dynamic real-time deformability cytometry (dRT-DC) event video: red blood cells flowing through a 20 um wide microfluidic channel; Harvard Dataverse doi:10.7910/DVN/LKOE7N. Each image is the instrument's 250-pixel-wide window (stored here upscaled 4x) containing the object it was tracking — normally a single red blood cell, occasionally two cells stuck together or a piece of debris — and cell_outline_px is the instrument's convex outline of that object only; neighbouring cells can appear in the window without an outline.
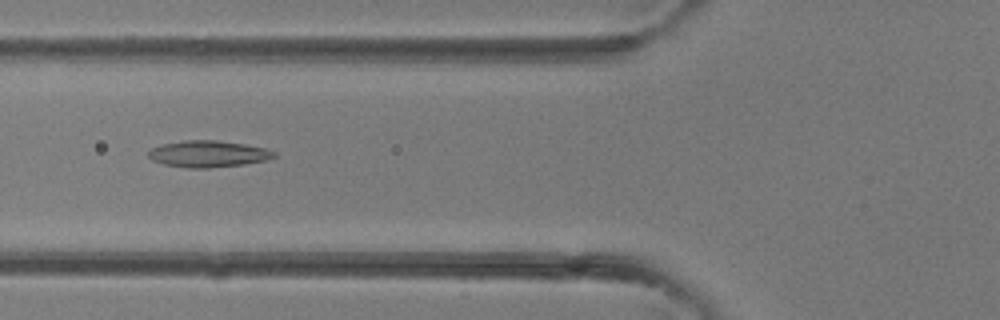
{"species": "common noctule bat (a hibernating species)", "species_latin": "Nyctalus noctula", "temperature_condition": "room temperature", "stored_images_in_passage": 33, "camera_frame_rate_fps": 3000, "um_per_image_px": 0.085, "animal": {"sex": "female"}, "frame": {"image": 1, "passage_image": 9, "time_ms": 2.667, "image_size_px": [1000, 320], "cell_outline_px": [[276, 156], [264, 160], [244, 164], [208, 168], [188, 168], [164, 164], [152, 160], [148, 156], [148, 152], [152, 148], [164, 144], [184, 140], [216, 140], [244, 144], [264, 148], [276, 152]], "centroid_in_image_um": [17.68, 13.08], "position_along_channel_um": 108.1, "area_um2": 19.25}}
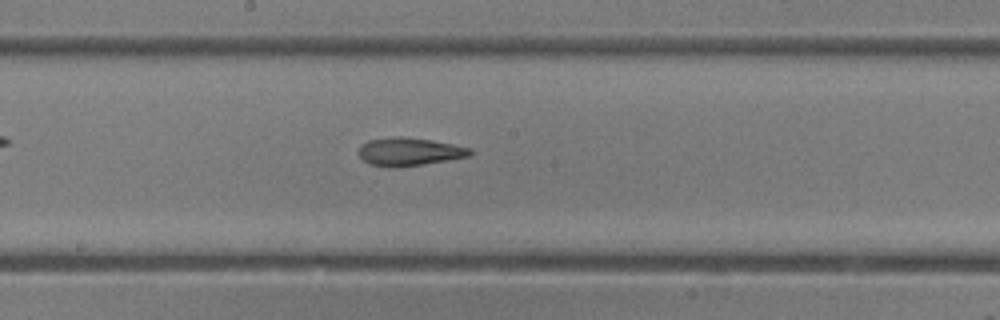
{"frame": {"image": 2, "passage_image": 15, "time_ms": 4.667, "image_size_px": [1000, 320], "cell_outline_px": [[476, 152], [468, 156], [448, 160], [424, 164], [396, 168], [388, 168], [368, 164], [360, 156], [360, 144], [368, 140], [392, 136], [400, 136], [432, 140], [472, 148]], "centroid_in_image_um": [34.79, 12.9], "position_along_channel_um": 213.4, "area_um2": 18.5}}
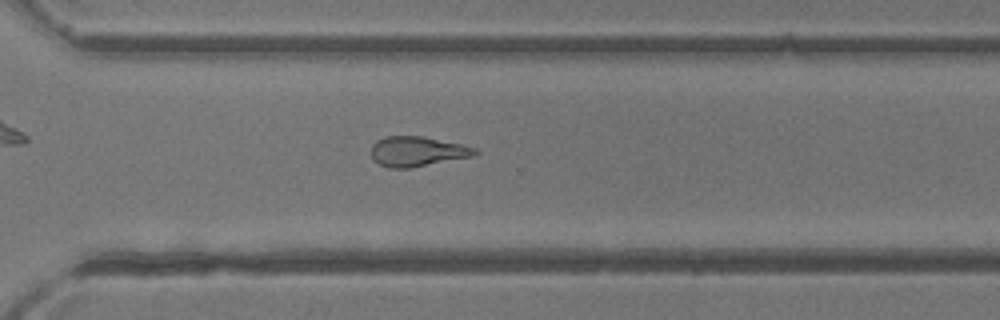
{"frame": {"image": 3, "passage_image": 22, "time_ms": 7.0, "image_size_px": [1000, 320], "cell_outline_px": [[480, 152], [476, 156], [408, 168], [388, 168], [372, 160], [372, 144], [376, 140], [384, 136], [424, 136], [460, 144], [476, 148]], "centroid_in_image_um": [35.48, 12.87], "position_along_channel_um": 335.1, "area_um2": 18.26}}